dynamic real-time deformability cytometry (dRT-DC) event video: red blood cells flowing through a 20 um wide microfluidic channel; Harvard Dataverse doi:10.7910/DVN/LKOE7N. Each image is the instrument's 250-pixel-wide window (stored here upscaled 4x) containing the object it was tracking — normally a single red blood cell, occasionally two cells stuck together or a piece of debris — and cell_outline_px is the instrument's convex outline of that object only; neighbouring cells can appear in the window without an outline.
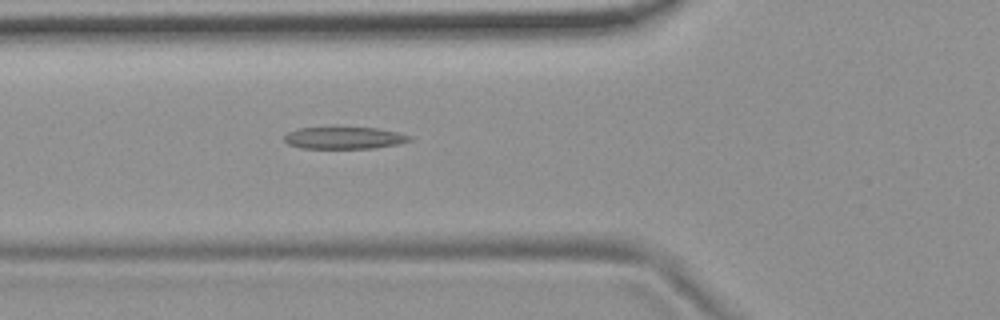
{"species": "common noctule bat (a hibernating species)", "species_latin": "Nyctalus noctula", "temperature_condition": "room temperature", "stored_images_in_passage": 44, "camera_frame_rate_fps": 3000, "um_per_image_px": 0.085, "animal": {"sex": "female", "body_mass_g": 19.9}, "frame": {"image": 1, "passage_image": 10, "time_ms": 3.0, "image_size_px": [1000, 320], "cell_outline_px": [[412, 140], [400, 144], [376, 148], [304, 148], [288, 144], [284, 140], [284, 136], [288, 132], [300, 128], [376, 128], [396, 132], [412, 136]], "centroid_in_image_um": [29.3, 11.73], "position_along_channel_um": 96.5, "area_um2": 15.9}}
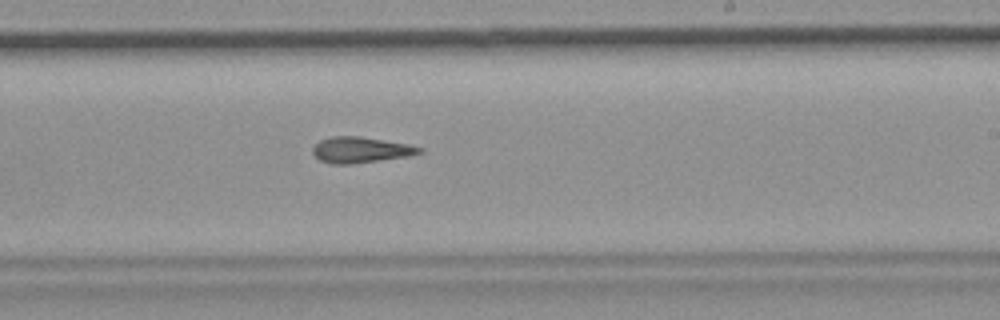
{"frame": {"image": 2, "passage_image": 23, "time_ms": 7.333, "image_size_px": [1000, 320], "cell_outline_px": [[424, 152], [408, 156], [352, 164], [332, 164], [320, 160], [312, 152], [312, 148], [320, 140], [332, 136], [360, 136], [408, 144], [424, 148]], "centroid_in_image_um": [30.67, 12.74], "position_along_channel_um": 258.3, "area_um2": 16.07}}
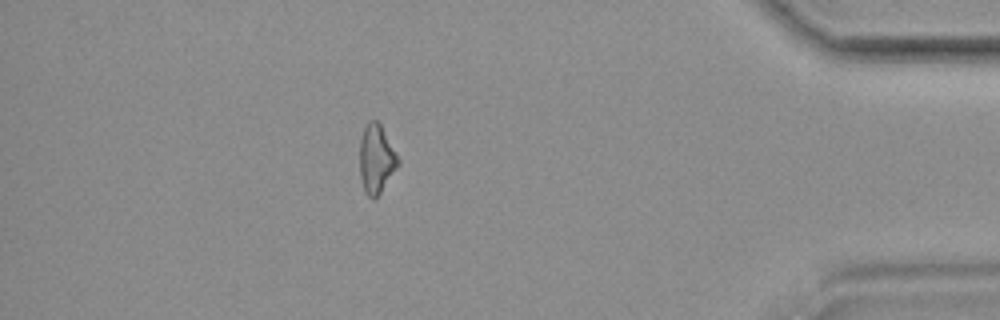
{"frame": {"image": 3, "passage_image": 38, "time_ms": 12.333, "image_size_px": [1000, 320], "cell_outline_px": [[400, 164], [380, 192], [372, 200], [364, 192], [360, 176], [360, 140], [364, 128], [368, 120], [376, 120], [380, 124], [396, 152], [400, 160]], "centroid_in_image_um": [31.98, 13.51], "position_along_channel_um": 403.2, "area_um2": 15.32}, "authors_computed_cell_mechanics": {"area_um2": 15.9528, "velocity_mm_per_s": 3.729, "shape_relaxation_time_tau1_ms": null, "shape_relaxation_time_tau2_ms": 4.8937, "deformation_change_tau1": null, "deformation_change_tau2": 0.1518}}